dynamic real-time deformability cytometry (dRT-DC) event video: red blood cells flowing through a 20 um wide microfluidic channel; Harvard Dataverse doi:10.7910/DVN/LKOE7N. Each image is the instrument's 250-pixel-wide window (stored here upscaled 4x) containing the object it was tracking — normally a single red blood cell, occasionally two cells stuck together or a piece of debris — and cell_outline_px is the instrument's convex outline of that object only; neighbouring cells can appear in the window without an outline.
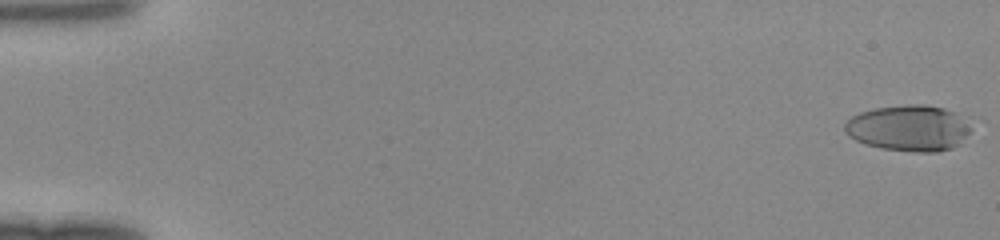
{"species": "human", "species_latin": "Homo sapiens", "temperature_condition": "room temperature", "stored_images_in_passage": 48, "camera_frame_rate_fps": 3000, "um_per_image_px": 0.085, "donor": {"sex": "female"}, "frame": {"image": 1, "passage_image": 1, "time_ms": 0.0, "image_size_px": [1000, 240], "cell_outline_px": [[972, 128], [960, 144], [952, 148], [936, 152], [912, 152], [880, 148], [864, 144], [848, 136], [844, 132], [844, 124], [852, 116], [860, 112], [876, 108], [904, 104], [924, 104], [944, 108], [952, 112]], "centroid_in_image_um": [77.19, 10.9], "position_along_channel_um": 7.8, "area_um2": 33.81}}
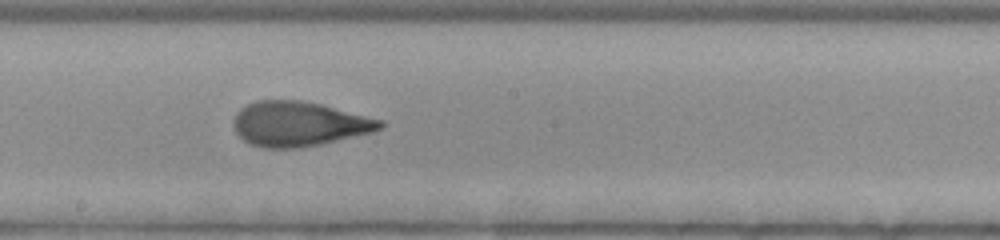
{"frame": {"image": 2, "passage_image": 28, "time_ms": 9.0, "image_size_px": [1000, 240], "cell_outline_px": [[384, 128], [372, 132], [320, 144], [296, 148], [264, 148], [248, 144], [236, 132], [232, 124], [236, 112], [240, 108], [256, 100], [300, 100], [320, 104], [384, 120]], "centroid_in_image_um": [25.39, 10.53], "position_along_channel_um": 222.8, "area_um2": 38.26}}
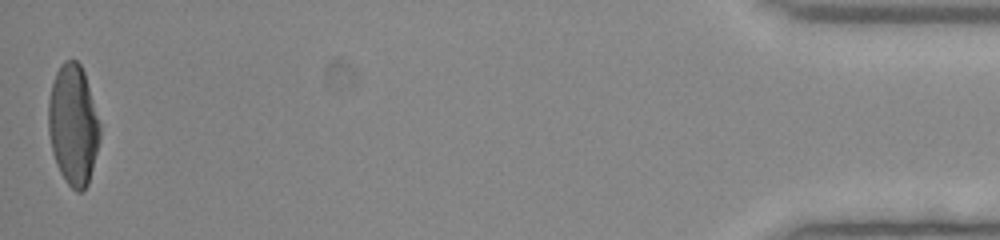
{"frame": {"image": 3, "passage_image": 48, "time_ms": 15.667, "image_size_px": [1000, 240], "cell_outline_px": [[100, 140], [88, 184], [80, 192], [76, 192], [64, 180], [56, 164], [52, 152], [48, 132], [48, 100], [52, 84], [56, 72], [60, 64], [64, 60], [76, 60], [80, 64], [84, 72], [100, 124]], "centroid_in_image_um": [6.21, 10.62], "position_along_channel_um": 429.0, "area_um2": 36.24}}